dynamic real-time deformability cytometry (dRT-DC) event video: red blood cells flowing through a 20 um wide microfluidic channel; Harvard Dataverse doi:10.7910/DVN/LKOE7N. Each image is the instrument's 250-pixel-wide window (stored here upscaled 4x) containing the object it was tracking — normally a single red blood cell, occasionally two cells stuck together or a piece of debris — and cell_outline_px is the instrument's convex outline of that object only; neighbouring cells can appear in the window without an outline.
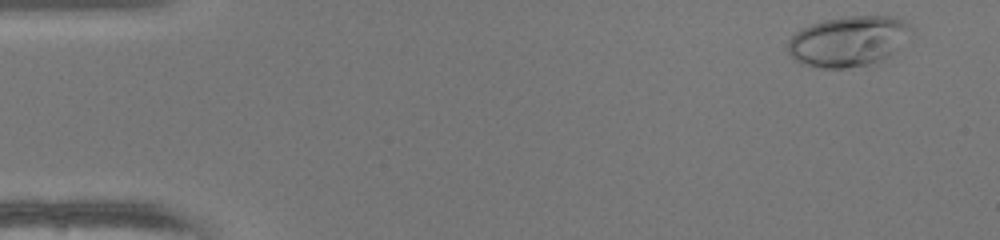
{"species": "human", "species_latin": "Homo sapiens", "temperature_condition": "warm", "stored_images_in_passage": 49, "camera_frame_rate_fps": 3000, "um_per_image_px": 0.085, "donor": {"sex": "female"}, "frame": {"image": 1, "passage_image": 3, "time_ms": 0.667, "image_size_px": [1000, 240], "cell_outline_px": [[916, 32], [888, 56], [880, 60], [868, 64], [844, 68], [824, 68], [800, 64], [788, 52], [788, 40], [800, 28], [824, 20], [848, 16], [892, 16], [904, 20]], "centroid_in_image_um": [72.13, 3.49], "position_along_channel_um": 12.9, "area_um2": 36.24}}
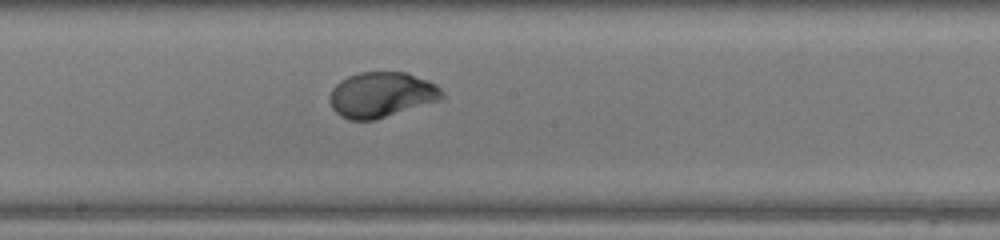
{"frame": {"image": 2, "passage_image": 27, "time_ms": 8.667, "image_size_px": [1000, 240], "cell_outline_px": [[444, 96], [440, 100], [376, 120], [348, 120], [340, 116], [332, 108], [328, 100], [328, 96], [332, 88], [340, 80], [348, 76], [360, 72], [408, 72], [428, 80], [436, 84], [444, 92]], "centroid_in_image_um": [32.41, 8.05], "position_along_channel_um": 215.8, "area_um2": 30.06}}
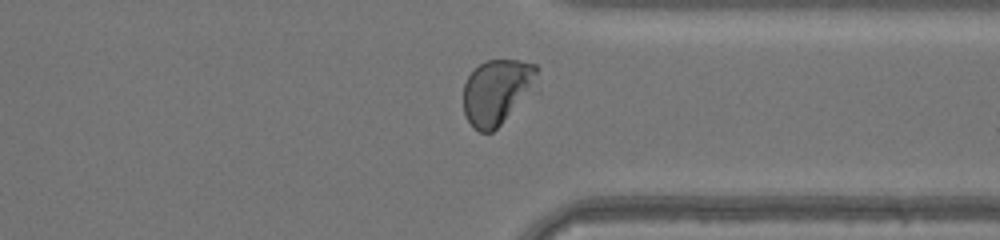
{"frame": {"image": 3, "passage_image": 38, "time_ms": 12.333, "image_size_px": [1000, 240], "cell_outline_px": [[540, 92], [492, 132], [480, 132], [472, 128], [464, 112], [464, 84], [468, 76], [484, 60], [520, 60], [536, 64], [540, 68]], "centroid_in_image_um": [42.41, 7.81], "position_along_channel_um": 369.0, "area_um2": 29.88}, "authors_computed_cell_mechanics": {"area_um2": 29.8826, "velocity_mm_per_s": 4.1984, "shape_relaxation_time_tau1_ms": 3.7094, "shape_relaxation_time_tau2_ms": null, "deformation_change_tau1": 0.2212, "deformation_change_tau2": null}}